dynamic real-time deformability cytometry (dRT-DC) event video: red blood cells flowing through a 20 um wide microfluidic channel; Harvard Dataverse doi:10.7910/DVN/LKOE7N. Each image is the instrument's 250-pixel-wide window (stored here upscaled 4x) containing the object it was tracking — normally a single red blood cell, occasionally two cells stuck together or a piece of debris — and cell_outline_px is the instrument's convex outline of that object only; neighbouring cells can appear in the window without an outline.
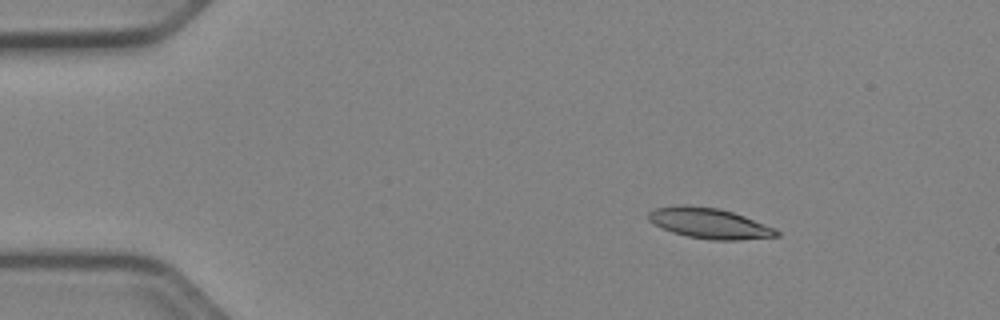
{"species": "Egyptian fruit bat (a non-hibernating species)", "species_latin": "Rousettus aegyptiacus", "temperature_condition": "cold", "stored_images_in_passage": 45, "camera_frame_rate_fps": 3000, "um_per_image_px": 0.085, "animal": {"sex": "female"}, "frame": {"image": 1, "passage_image": 1, "time_ms": 0.0, "image_size_px": [1000, 320], "cell_outline_px": [[780, 236], [740, 240], [712, 240], [688, 236], [672, 232], [648, 220], [648, 212], [656, 208], [676, 204], [688, 204], [720, 208], [744, 216], [776, 228], [780, 232]], "centroid_in_image_um": [60.32, 18.96], "position_along_channel_um": 24.7, "area_um2": 22.89}}
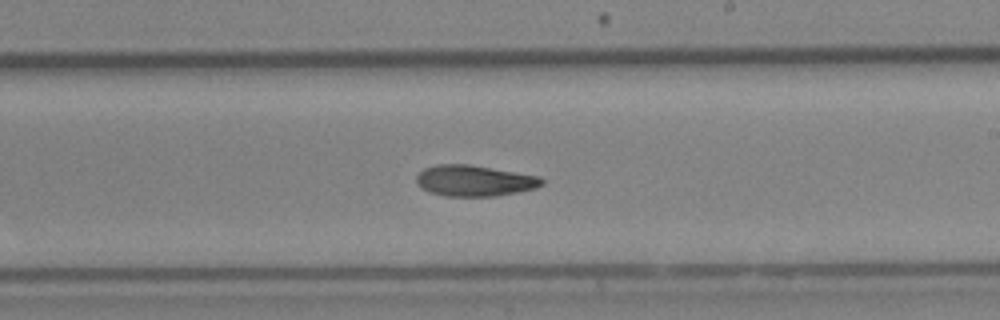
{"frame": {"image": 2, "passage_image": 24, "time_ms": 7.667, "image_size_px": [1000, 320], "cell_outline_px": [[544, 184], [536, 188], [496, 196], [444, 196], [432, 192], [416, 184], [416, 176], [424, 168], [436, 164], [468, 164], [540, 176], [544, 180]], "centroid_in_image_um": [40.33, 15.35], "position_along_channel_um": 248.7, "area_um2": 22.6}}
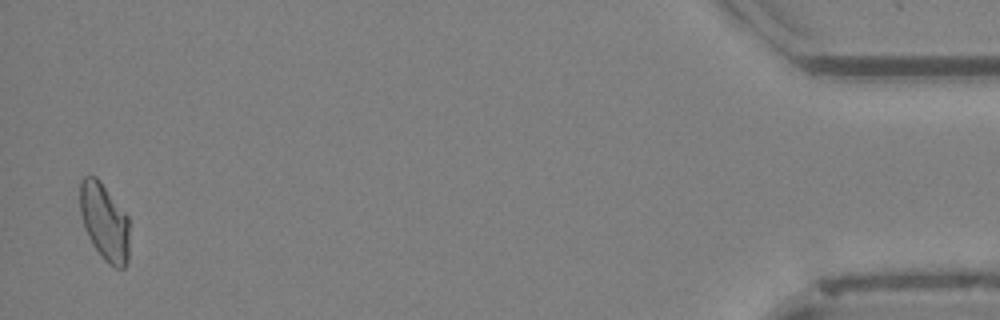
{"frame": {"image": 3, "passage_image": 44, "time_ms": 14.333, "image_size_px": [1000, 320], "cell_outline_px": [[128, 260], [124, 268], [116, 268], [108, 264], [104, 260], [92, 244], [84, 228], [80, 212], [80, 180], [84, 176], [96, 176], [100, 180], [128, 216]], "centroid_in_image_um": [8.87, 18.85], "position_along_channel_um": 426.3, "area_um2": 22.31}, "authors_computed_cell_mechanics": {"area_um2": 22.5998, "velocity_mm_per_s": 3.9361, "shape_relaxation_time_tau1_ms": 4.9617, "shape_relaxation_time_tau2_ms": null, "deformation_change_tau1": 0.1544, "deformation_change_tau2": null}}